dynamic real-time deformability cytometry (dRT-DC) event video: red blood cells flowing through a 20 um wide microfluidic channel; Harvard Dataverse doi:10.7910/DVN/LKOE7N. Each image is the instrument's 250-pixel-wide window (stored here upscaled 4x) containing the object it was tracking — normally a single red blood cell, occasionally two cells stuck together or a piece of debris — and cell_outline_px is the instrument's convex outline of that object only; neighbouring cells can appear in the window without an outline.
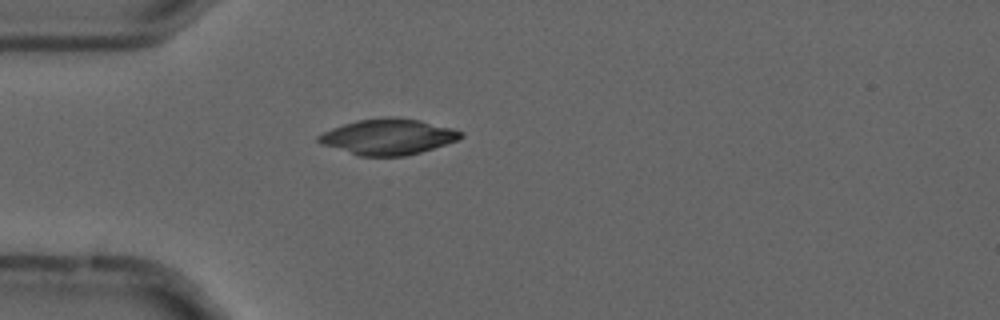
{"species": "common noctule bat (a hibernating species)", "species_latin": "Nyctalus noctula", "temperature_condition": "cold", "stored_images_in_passage": 1, "camera_frame_rate_fps": 3000, "um_per_image_px": 0.085, "animal": {"sex": "male", "forearm_length_mm": 52.5}, "frame": {"image": 1, "passage_image": 1, "time_ms": 0.0, "image_size_px": [1000, 320], "cell_outline_px": [[464, 136], [456, 140], [420, 152], [404, 156], [360, 156], [320, 144], [316, 140], [316, 136], [332, 128], [356, 120], [384, 116], [392, 116], [420, 120], [452, 128], [464, 132]], "centroid_in_image_um": [32.96, 11.61], "position_along_channel_um": 52.0, "area_um2": 29.65}}